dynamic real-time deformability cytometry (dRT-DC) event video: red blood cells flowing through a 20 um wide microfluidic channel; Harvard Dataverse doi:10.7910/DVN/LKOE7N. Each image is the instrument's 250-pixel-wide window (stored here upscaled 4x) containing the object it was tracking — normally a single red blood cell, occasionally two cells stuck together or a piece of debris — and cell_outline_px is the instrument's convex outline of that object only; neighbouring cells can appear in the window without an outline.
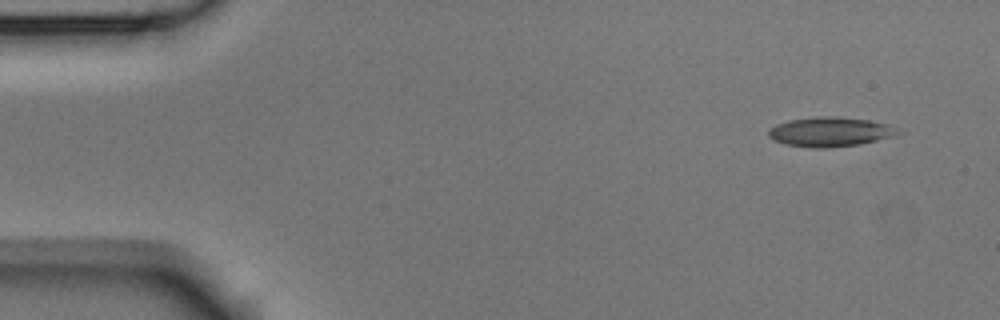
{"species": "Egyptian fruit bat (a non-hibernating species)", "species_latin": "Rousettus aegyptiacus", "temperature_condition": "room temperature", "stored_images_in_passage": 5, "camera_frame_rate_fps": 3000, "um_per_image_px": 0.085, "animal": {"sex": "male"}, "frame": {"image": 1, "passage_image": 1, "time_ms": 0.0, "image_size_px": [1000, 320], "cell_outline_px": [[904, 132], [896, 136], [860, 144], [828, 148], [816, 148], [784, 144], [772, 140], [768, 136], [768, 132], [776, 124], [788, 120], [816, 116], [836, 116], [872, 120], [888, 124]], "centroid_in_image_um": [70.6, 11.2], "position_along_channel_um": 14.4, "area_um2": 22.6}}